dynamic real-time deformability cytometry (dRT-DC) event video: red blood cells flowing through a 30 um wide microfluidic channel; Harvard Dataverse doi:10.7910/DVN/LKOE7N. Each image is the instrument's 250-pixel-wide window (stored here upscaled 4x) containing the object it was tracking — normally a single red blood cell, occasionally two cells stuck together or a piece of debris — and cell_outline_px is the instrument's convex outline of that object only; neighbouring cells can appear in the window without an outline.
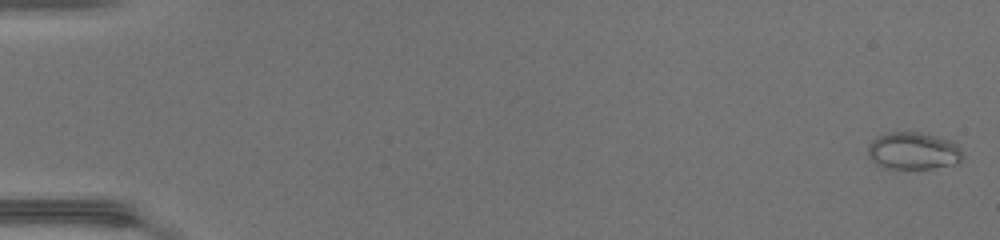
{"species": "common noctule bat (a hibernating species)", "species_latin": "Nyctalus noctula", "temperature_condition": "warm", "stored_images_in_passage": 49, "camera_frame_rate_fps": 3000, "um_per_image_px": 0.085, "animal": {"sex": "female", "body_mass_g": 17.0, "forearm_length_mm": 48.0}, "frame": {"image": 1, "passage_image": 1, "time_ms": 0.0, "image_size_px": [1000, 240], "cell_outline_px": [[964, 156], [956, 164], [932, 168], [884, 168], [876, 164], [868, 156], [868, 144], [872, 140], [888, 132], [920, 132], [952, 140], [960, 148]], "centroid_in_image_um": [77.64, 12.82], "position_along_channel_um": 7.4, "area_um2": 20.63}}
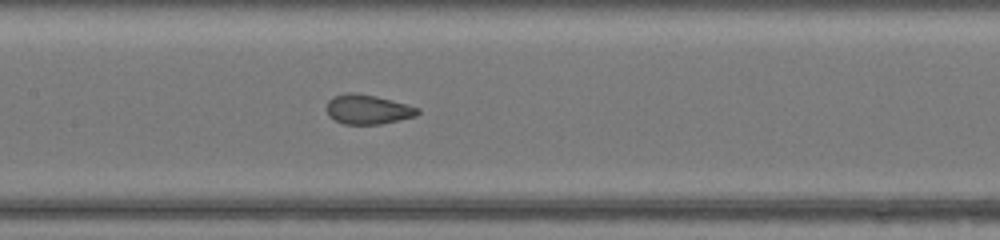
{"frame": {"image": 2, "passage_image": 25, "time_ms": 8.0, "image_size_px": [1000, 240], "cell_outline_px": [[420, 112], [416, 116], [400, 120], [380, 124], [344, 124], [328, 116], [324, 108], [328, 100], [332, 96], [348, 92], [352, 92], [376, 96], [420, 108]], "centroid_in_image_um": [31.22, 9.29], "position_along_channel_um": 176.2, "area_um2": 15.84}}
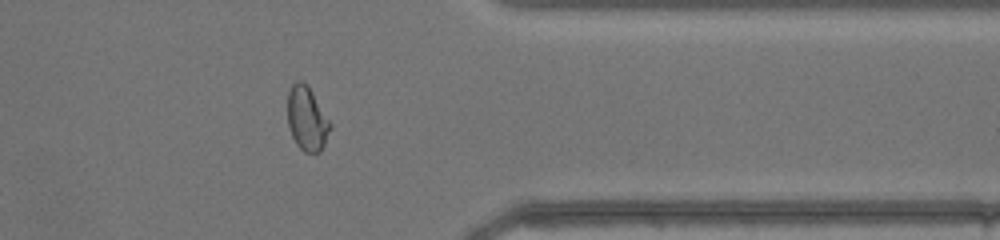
{"frame": {"image": 3, "passage_image": 40, "time_ms": 13.0, "image_size_px": [1000, 240], "cell_outline_px": [[332, 128], [320, 152], [304, 152], [296, 144], [292, 136], [288, 124], [288, 92], [292, 84], [300, 80], [308, 88], [332, 124]], "centroid_in_image_um": [26.09, 10.14], "position_along_channel_um": 385.3, "area_um2": 15.55}}